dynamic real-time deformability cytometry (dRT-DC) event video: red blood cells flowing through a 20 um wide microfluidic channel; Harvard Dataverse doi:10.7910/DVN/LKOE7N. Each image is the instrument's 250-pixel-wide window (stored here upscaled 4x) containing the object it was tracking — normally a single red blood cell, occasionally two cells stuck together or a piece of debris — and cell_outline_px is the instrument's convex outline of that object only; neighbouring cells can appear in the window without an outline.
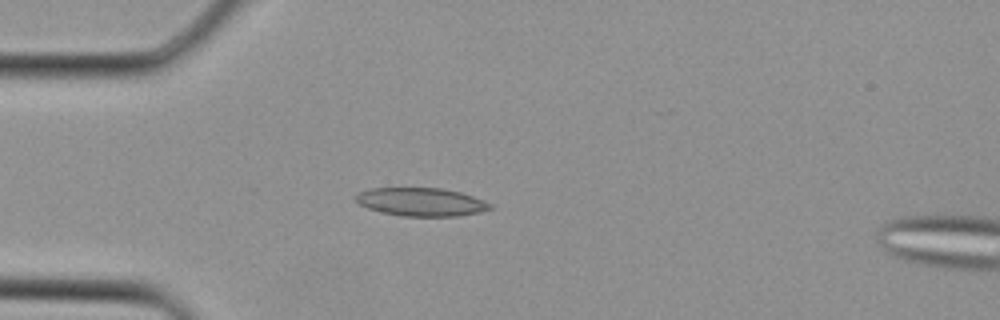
{"species": "Egyptian fruit bat (a non-hibernating species)", "species_latin": "Rousettus aegyptiacus", "temperature_condition": "cold", "stored_images_in_passage": 3, "camera_frame_rate_fps": 3000, "um_per_image_px": 0.085, "animal": {"sex": "female"}, "frame": {"image": 1, "passage_image": 2, "time_ms": 0.333, "image_size_px": [1000, 320], "cell_outline_px": [[492, 208], [480, 212], [460, 216], [404, 216], [380, 212], [368, 208], [360, 204], [356, 200], [356, 196], [360, 192], [372, 188], [440, 188], [460, 192], [472, 196], [492, 204]], "centroid_in_image_um": [35.82, 17.17], "position_along_channel_um": 49.2, "area_um2": 21.96}}